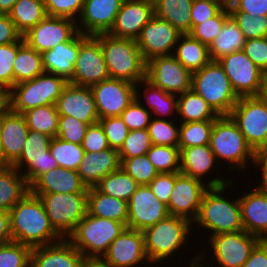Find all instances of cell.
Wrapping results in <instances>:
<instances>
[{"mask_svg":"<svg viewBox=\"0 0 267 267\" xmlns=\"http://www.w3.org/2000/svg\"><path fill=\"white\" fill-rule=\"evenodd\" d=\"M192 224L187 218L169 215L156 225L144 229L145 251L150 264H162L165 260L170 261L176 257L179 249L182 250V246H186V242H189L187 240H190L192 226L195 227Z\"/></svg>","mask_w":267,"mask_h":267,"instance_id":"3","label":"cell"},{"mask_svg":"<svg viewBox=\"0 0 267 267\" xmlns=\"http://www.w3.org/2000/svg\"><path fill=\"white\" fill-rule=\"evenodd\" d=\"M100 41L110 78L137 84L146 78L147 63L136 40L114 37L108 33L95 35Z\"/></svg>","mask_w":267,"mask_h":267,"instance_id":"4","label":"cell"},{"mask_svg":"<svg viewBox=\"0 0 267 267\" xmlns=\"http://www.w3.org/2000/svg\"><path fill=\"white\" fill-rule=\"evenodd\" d=\"M139 184L122 168L105 176L95 188L106 195L129 201Z\"/></svg>","mask_w":267,"mask_h":267,"instance_id":"41","label":"cell"},{"mask_svg":"<svg viewBox=\"0 0 267 267\" xmlns=\"http://www.w3.org/2000/svg\"><path fill=\"white\" fill-rule=\"evenodd\" d=\"M192 89L218 116H229L240 98L218 61H210L201 70L192 73Z\"/></svg>","mask_w":267,"mask_h":267,"instance_id":"7","label":"cell"},{"mask_svg":"<svg viewBox=\"0 0 267 267\" xmlns=\"http://www.w3.org/2000/svg\"><path fill=\"white\" fill-rule=\"evenodd\" d=\"M169 215L167 204L148 185H139L128 201L127 228L143 231Z\"/></svg>","mask_w":267,"mask_h":267,"instance_id":"20","label":"cell"},{"mask_svg":"<svg viewBox=\"0 0 267 267\" xmlns=\"http://www.w3.org/2000/svg\"><path fill=\"white\" fill-rule=\"evenodd\" d=\"M125 228L121 222L86 213L67 239L85 258H102Z\"/></svg>","mask_w":267,"mask_h":267,"instance_id":"8","label":"cell"},{"mask_svg":"<svg viewBox=\"0 0 267 267\" xmlns=\"http://www.w3.org/2000/svg\"><path fill=\"white\" fill-rule=\"evenodd\" d=\"M193 0H153L154 15L166 20L181 34L191 31Z\"/></svg>","mask_w":267,"mask_h":267,"instance_id":"36","label":"cell"},{"mask_svg":"<svg viewBox=\"0 0 267 267\" xmlns=\"http://www.w3.org/2000/svg\"><path fill=\"white\" fill-rule=\"evenodd\" d=\"M229 11H243L249 16H267V0H236Z\"/></svg>","mask_w":267,"mask_h":267,"instance_id":"61","label":"cell"},{"mask_svg":"<svg viewBox=\"0 0 267 267\" xmlns=\"http://www.w3.org/2000/svg\"><path fill=\"white\" fill-rule=\"evenodd\" d=\"M87 213L121 222L127 227L128 202L103 194L95 187H90L87 195Z\"/></svg>","mask_w":267,"mask_h":267,"instance_id":"33","label":"cell"},{"mask_svg":"<svg viewBox=\"0 0 267 267\" xmlns=\"http://www.w3.org/2000/svg\"><path fill=\"white\" fill-rule=\"evenodd\" d=\"M12 240L30 246H44L62 237L54 230L39 196L30 191L9 211Z\"/></svg>","mask_w":267,"mask_h":267,"instance_id":"1","label":"cell"},{"mask_svg":"<svg viewBox=\"0 0 267 267\" xmlns=\"http://www.w3.org/2000/svg\"><path fill=\"white\" fill-rule=\"evenodd\" d=\"M255 152L267 148V101L259 96L240 97L230 115Z\"/></svg>","mask_w":267,"mask_h":267,"instance_id":"10","label":"cell"},{"mask_svg":"<svg viewBox=\"0 0 267 267\" xmlns=\"http://www.w3.org/2000/svg\"><path fill=\"white\" fill-rule=\"evenodd\" d=\"M233 181L224 186L209 187L203 194L198 216L193 223L209 232L208 237L244 231L239 197L229 199L224 194L225 190L234 186Z\"/></svg>","mask_w":267,"mask_h":267,"instance_id":"2","label":"cell"},{"mask_svg":"<svg viewBox=\"0 0 267 267\" xmlns=\"http://www.w3.org/2000/svg\"><path fill=\"white\" fill-rule=\"evenodd\" d=\"M121 168L119 152L107 148L99 152L85 153L77 172L87 188L95 187L105 176Z\"/></svg>","mask_w":267,"mask_h":267,"instance_id":"29","label":"cell"},{"mask_svg":"<svg viewBox=\"0 0 267 267\" xmlns=\"http://www.w3.org/2000/svg\"><path fill=\"white\" fill-rule=\"evenodd\" d=\"M29 128L25 117L7 105L0 109V135L3 148V165H12L21 155Z\"/></svg>","mask_w":267,"mask_h":267,"instance_id":"25","label":"cell"},{"mask_svg":"<svg viewBox=\"0 0 267 267\" xmlns=\"http://www.w3.org/2000/svg\"><path fill=\"white\" fill-rule=\"evenodd\" d=\"M0 166H3V148L1 143V135H0Z\"/></svg>","mask_w":267,"mask_h":267,"instance_id":"70","label":"cell"},{"mask_svg":"<svg viewBox=\"0 0 267 267\" xmlns=\"http://www.w3.org/2000/svg\"><path fill=\"white\" fill-rule=\"evenodd\" d=\"M33 194L41 199L50 224L62 238H67L87 213L88 192Z\"/></svg>","mask_w":267,"mask_h":267,"instance_id":"9","label":"cell"},{"mask_svg":"<svg viewBox=\"0 0 267 267\" xmlns=\"http://www.w3.org/2000/svg\"><path fill=\"white\" fill-rule=\"evenodd\" d=\"M88 36L79 31L68 41L42 53V65L45 73L72 79L80 44Z\"/></svg>","mask_w":267,"mask_h":267,"instance_id":"27","label":"cell"},{"mask_svg":"<svg viewBox=\"0 0 267 267\" xmlns=\"http://www.w3.org/2000/svg\"><path fill=\"white\" fill-rule=\"evenodd\" d=\"M83 4L84 0H44L48 16L70 18L75 21L81 14Z\"/></svg>","mask_w":267,"mask_h":267,"instance_id":"56","label":"cell"},{"mask_svg":"<svg viewBox=\"0 0 267 267\" xmlns=\"http://www.w3.org/2000/svg\"><path fill=\"white\" fill-rule=\"evenodd\" d=\"M254 166L261 167V183L256 187L260 190L267 191V148H262L254 152Z\"/></svg>","mask_w":267,"mask_h":267,"instance_id":"64","label":"cell"},{"mask_svg":"<svg viewBox=\"0 0 267 267\" xmlns=\"http://www.w3.org/2000/svg\"><path fill=\"white\" fill-rule=\"evenodd\" d=\"M230 182L232 179L216 176L208 179L205 183L199 179L180 174L175 179V185L167 205L169 214L187 218L193 222L198 216L205 191L209 187H220Z\"/></svg>","mask_w":267,"mask_h":267,"instance_id":"11","label":"cell"},{"mask_svg":"<svg viewBox=\"0 0 267 267\" xmlns=\"http://www.w3.org/2000/svg\"><path fill=\"white\" fill-rule=\"evenodd\" d=\"M82 253L67 239L31 250L30 267H82Z\"/></svg>","mask_w":267,"mask_h":267,"instance_id":"26","label":"cell"},{"mask_svg":"<svg viewBox=\"0 0 267 267\" xmlns=\"http://www.w3.org/2000/svg\"><path fill=\"white\" fill-rule=\"evenodd\" d=\"M246 39L237 23L229 16L213 43L209 46L211 61H219L225 56L243 50Z\"/></svg>","mask_w":267,"mask_h":267,"instance_id":"38","label":"cell"},{"mask_svg":"<svg viewBox=\"0 0 267 267\" xmlns=\"http://www.w3.org/2000/svg\"><path fill=\"white\" fill-rule=\"evenodd\" d=\"M24 176L12 165L0 166V209L10 211L28 192Z\"/></svg>","mask_w":267,"mask_h":267,"instance_id":"34","label":"cell"},{"mask_svg":"<svg viewBox=\"0 0 267 267\" xmlns=\"http://www.w3.org/2000/svg\"><path fill=\"white\" fill-rule=\"evenodd\" d=\"M173 55L191 73L201 70L211 61L209 46L189 34L179 37Z\"/></svg>","mask_w":267,"mask_h":267,"instance_id":"35","label":"cell"},{"mask_svg":"<svg viewBox=\"0 0 267 267\" xmlns=\"http://www.w3.org/2000/svg\"><path fill=\"white\" fill-rule=\"evenodd\" d=\"M55 105L60 116H71L86 124H95L99 120L90 87L68 83Z\"/></svg>","mask_w":267,"mask_h":267,"instance_id":"24","label":"cell"},{"mask_svg":"<svg viewBox=\"0 0 267 267\" xmlns=\"http://www.w3.org/2000/svg\"><path fill=\"white\" fill-rule=\"evenodd\" d=\"M208 238V249L212 250L210 263L215 267H242L261 239L248 232L221 233ZM213 260V261H212ZM214 262V263H213Z\"/></svg>","mask_w":267,"mask_h":267,"instance_id":"12","label":"cell"},{"mask_svg":"<svg viewBox=\"0 0 267 267\" xmlns=\"http://www.w3.org/2000/svg\"><path fill=\"white\" fill-rule=\"evenodd\" d=\"M98 122L103 127L110 148L119 150L129 132L121 116L106 117Z\"/></svg>","mask_w":267,"mask_h":267,"instance_id":"54","label":"cell"},{"mask_svg":"<svg viewBox=\"0 0 267 267\" xmlns=\"http://www.w3.org/2000/svg\"><path fill=\"white\" fill-rule=\"evenodd\" d=\"M102 259L112 267H139L144 261L150 264L143 232L126 227L110 244Z\"/></svg>","mask_w":267,"mask_h":267,"instance_id":"21","label":"cell"},{"mask_svg":"<svg viewBox=\"0 0 267 267\" xmlns=\"http://www.w3.org/2000/svg\"><path fill=\"white\" fill-rule=\"evenodd\" d=\"M236 0H222L225 7L232 5Z\"/></svg>","mask_w":267,"mask_h":267,"instance_id":"71","label":"cell"},{"mask_svg":"<svg viewBox=\"0 0 267 267\" xmlns=\"http://www.w3.org/2000/svg\"><path fill=\"white\" fill-rule=\"evenodd\" d=\"M177 120L180 123L215 120L218 115L193 89L177 95Z\"/></svg>","mask_w":267,"mask_h":267,"instance_id":"37","label":"cell"},{"mask_svg":"<svg viewBox=\"0 0 267 267\" xmlns=\"http://www.w3.org/2000/svg\"><path fill=\"white\" fill-rule=\"evenodd\" d=\"M51 139L45 133L29 129L22 153L12 164L24 176L29 186L40 175L59 167L49 150Z\"/></svg>","mask_w":267,"mask_h":267,"instance_id":"13","label":"cell"},{"mask_svg":"<svg viewBox=\"0 0 267 267\" xmlns=\"http://www.w3.org/2000/svg\"><path fill=\"white\" fill-rule=\"evenodd\" d=\"M218 165L220 167L210 145L180 148V173L183 175L205 182L208 178L203 177H208L210 171L219 170Z\"/></svg>","mask_w":267,"mask_h":267,"instance_id":"32","label":"cell"},{"mask_svg":"<svg viewBox=\"0 0 267 267\" xmlns=\"http://www.w3.org/2000/svg\"><path fill=\"white\" fill-rule=\"evenodd\" d=\"M0 100H5V95L0 92Z\"/></svg>","mask_w":267,"mask_h":267,"instance_id":"73","label":"cell"},{"mask_svg":"<svg viewBox=\"0 0 267 267\" xmlns=\"http://www.w3.org/2000/svg\"><path fill=\"white\" fill-rule=\"evenodd\" d=\"M153 15V0H123L108 34L136 40Z\"/></svg>","mask_w":267,"mask_h":267,"instance_id":"22","label":"cell"},{"mask_svg":"<svg viewBox=\"0 0 267 267\" xmlns=\"http://www.w3.org/2000/svg\"><path fill=\"white\" fill-rule=\"evenodd\" d=\"M180 172L159 173L149 184L153 194L162 202L168 205L171 192L175 185V179Z\"/></svg>","mask_w":267,"mask_h":267,"instance_id":"60","label":"cell"},{"mask_svg":"<svg viewBox=\"0 0 267 267\" xmlns=\"http://www.w3.org/2000/svg\"><path fill=\"white\" fill-rule=\"evenodd\" d=\"M152 146L147 129L131 130L118 150L120 158H131L147 154Z\"/></svg>","mask_w":267,"mask_h":267,"instance_id":"52","label":"cell"},{"mask_svg":"<svg viewBox=\"0 0 267 267\" xmlns=\"http://www.w3.org/2000/svg\"><path fill=\"white\" fill-rule=\"evenodd\" d=\"M215 120L180 123L179 148L209 145Z\"/></svg>","mask_w":267,"mask_h":267,"instance_id":"44","label":"cell"},{"mask_svg":"<svg viewBox=\"0 0 267 267\" xmlns=\"http://www.w3.org/2000/svg\"><path fill=\"white\" fill-rule=\"evenodd\" d=\"M122 2L123 0H84L81 14L76 20L78 31L87 36L108 33Z\"/></svg>","mask_w":267,"mask_h":267,"instance_id":"23","label":"cell"},{"mask_svg":"<svg viewBox=\"0 0 267 267\" xmlns=\"http://www.w3.org/2000/svg\"><path fill=\"white\" fill-rule=\"evenodd\" d=\"M258 96L267 101V70L262 73L261 89Z\"/></svg>","mask_w":267,"mask_h":267,"instance_id":"69","label":"cell"},{"mask_svg":"<svg viewBox=\"0 0 267 267\" xmlns=\"http://www.w3.org/2000/svg\"><path fill=\"white\" fill-rule=\"evenodd\" d=\"M121 118L129 131L147 129L151 122L152 114L136 99L122 112Z\"/></svg>","mask_w":267,"mask_h":267,"instance_id":"55","label":"cell"},{"mask_svg":"<svg viewBox=\"0 0 267 267\" xmlns=\"http://www.w3.org/2000/svg\"><path fill=\"white\" fill-rule=\"evenodd\" d=\"M246 40L267 37V16H249L243 11H229Z\"/></svg>","mask_w":267,"mask_h":267,"instance_id":"51","label":"cell"},{"mask_svg":"<svg viewBox=\"0 0 267 267\" xmlns=\"http://www.w3.org/2000/svg\"><path fill=\"white\" fill-rule=\"evenodd\" d=\"M23 35L17 30L9 14L0 13V45L19 42Z\"/></svg>","mask_w":267,"mask_h":267,"instance_id":"62","label":"cell"},{"mask_svg":"<svg viewBox=\"0 0 267 267\" xmlns=\"http://www.w3.org/2000/svg\"><path fill=\"white\" fill-rule=\"evenodd\" d=\"M82 267H112L102 258H84Z\"/></svg>","mask_w":267,"mask_h":267,"instance_id":"66","label":"cell"},{"mask_svg":"<svg viewBox=\"0 0 267 267\" xmlns=\"http://www.w3.org/2000/svg\"><path fill=\"white\" fill-rule=\"evenodd\" d=\"M146 78L162 90L177 95L192 89V73L173 54L148 61Z\"/></svg>","mask_w":267,"mask_h":267,"instance_id":"14","label":"cell"},{"mask_svg":"<svg viewBox=\"0 0 267 267\" xmlns=\"http://www.w3.org/2000/svg\"><path fill=\"white\" fill-rule=\"evenodd\" d=\"M68 83L61 76L44 72L32 80L14 85L5 94V105L20 114L39 106L55 105Z\"/></svg>","mask_w":267,"mask_h":267,"instance_id":"6","label":"cell"},{"mask_svg":"<svg viewBox=\"0 0 267 267\" xmlns=\"http://www.w3.org/2000/svg\"><path fill=\"white\" fill-rule=\"evenodd\" d=\"M222 0H193L191 8V29L215 17L223 8Z\"/></svg>","mask_w":267,"mask_h":267,"instance_id":"57","label":"cell"},{"mask_svg":"<svg viewBox=\"0 0 267 267\" xmlns=\"http://www.w3.org/2000/svg\"><path fill=\"white\" fill-rule=\"evenodd\" d=\"M229 16L228 8L224 7L215 17L195 25L188 34L199 42L210 46Z\"/></svg>","mask_w":267,"mask_h":267,"instance_id":"49","label":"cell"},{"mask_svg":"<svg viewBox=\"0 0 267 267\" xmlns=\"http://www.w3.org/2000/svg\"><path fill=\"white\" fill-rule=\"evenodd\" d=\"M77 32L75 20L47 15L23 38L30 47L42 54L60 43L68 42Z\"/></svg>","mask_w":267,"mask_h":267,"instance_id":"18","label":"cell"},{"mask_svg":"<svg viewBox=\"0 0 267 267\" xmlns=\"http://www.w3.org/2000/svg\"><path fill=\"white\" fill-rule=\"evenodd\" d=\"M19 42L0 45V92L4 95L13 87V66L18 48L24 43Z\"/></svg>","mask_w":267,"mask_h":267,"instance_id":"48","label":"cell"},{"mask_svg":"<svg viewBox=\"0 0 267 267\" xmlns=\"http://www.w3.org/2000/svg\"><path fill=\"white\" fill-rule=\"evenodd\" d=\"M9 16L24 35L47 16L44 0H17Z\"/></svg>","mask_w":267,"mask_h":267,"instance_id":"40","label":"cell"},{"mask_svg":"<svg viewBox=\"0 0 267 267\" xmlns=\"http://www.w3.org/2000/svg\"><path fill=\"white\" fill-rule=\"evenodd\" d=\"M49 150L59 167L74 171H77L85 154L82 145L68 142L58 137L51 139Z\"/></svg>","mask_w":267,"mask_h":267,"instance_id":"43","label":"cell"},{"mask_svg":"<svg viewBox=\"0 0 267 267\" xmlns=\"http://www.w3.org/2000/svg\"><path fill=\"white\" fill-rule=\"evenodd\" d=\"M17 0H0V13L9 14Z\"/></svg>","mask_w":267,"mask_h":267,"instance_id":"68","label":"cell"},{"mask_svg":"<svg viewBox=\"0 0 267 267\" xmlns=\"http://www.w3.org/2000/svg\"><path fill=\"white\" fill-rule=\"evenodd\" d=\"M176 118L163 120L152 117L147 128L152 145L178 146L180 124Z\"/></svg>","mask_w":267,"mask_h":267,"instance_id":"45","label":"cell"},{"mask_svg":"<svg viewBox=\"0 0 267 267\" xmlns=\"http://www.w3.org/2000/svg\"><path fill=\"white\" fill-rule=\"evenodd\" d=\"M81 145L85 153L99 152L110 148L103 127L99 122L89 125Z\"/></svg>","mask_w":267,"mask_h":267,"instance_id":"59","label":"cell"},{"mask_svg":"<svg viewBox=\"0 0 267 267\" xmlns=\"http://www.w3.org/2000/svg\"><path fill=\"white\" fill-rule=\"evenodd\" d=\"M109 78L100 41L88 36L81 44L69 83L91 87Z\"/></svg>","mask_w":267,"mask_h":267,"instance_id":"17","label":"cell"},{"mask_svg":"<svg viewBox=\"0 0 267 267\" xmlns=\"http://www.w3.org/2000/svg\"><path fill=\"white\" fill-rule=\"evenodd\" d=\"M243 51L262 72L267 70V37L246 40Z\"/></svg>","mask_w":267,"mask_h":267,"instance_id":"58","label":"cell"},{"mask_svg":"<svg viewBox=\"0 0 267 267\" xmlns=\"http://www.w3.org/2000/svg\"><path fill=\"white\" fill-rule=\"evenodd\" d=\"M31 250L30 246L14 241L0 245V267H30Z\"/></svg>","mask_w":267,"mask_h":267,"instance_id":"50","label":"cell"},{"mask_svg":"<svg viewBox=\"0 0 267 267\" xmlns=\"http://www.w3.org/2000/svg\"><path fill=\"white\" fill-rule=\"evenodd\" d=\"M22 115L30 130L45 133L52 138L56 137L60 117L56 105L39 106Z\"/></svg>","mask_w":267,"mask_h":267,"instance_id":"42","label":"cell"},{"mask_svg":"<svg viewBox=\"0 0 267 267\" xmlns=\"http://www.w3.org/2000/svg\"><path fill=\"white\" fill-rule=\"evenodd\" d=\"M90 88L99 119L121 116L135 99V84L126 80L109 77Z\"/></svg>","mask_w":267,"mask_h":267,"instance_id":"16","label":"cell"},{"mask_svg":"<svg viewBox=\"0 0 267 267\" xmlns=\"http://www.w3.org/2000/svg\"><path fill=\"white\" fill-rule=\"evenodd\" d=\"M89 125L71 116H60L57 135L59 139L81 145Z\"/></svg>","mask_w":267,"mask_h":267,"instance_id":"53","label":"cell"},{"mask_svg":"<svg viewBox=\"0 0 267 267\" xmlns=\"http://www.w3.org/2000/svg\"><path fill=\"white\" fill-rule=\"evenodd\" d=\"M147 156L159 173L180 172V148L178 146L152 145Z\"/></svg>","mask_w":267,"mask_h":267,"instance_id":"46","label":"cell"},{"mask_svg":"<svg viewBox=\"0 0 267 267\" xmlns=\"http://www.w3.org/2000/svg\"><path fill=\"white\" fill-rule=\"evenodd\" d=\"M120 160L121 168L139 185H148L159 174L147 154Z\"/></svg>","mask_w":267,"mask_h":267,"instance_id":"47","label":"cell"},{"mask_svg":"<svg viewBox=\"0 0 267 267\" xmlns=\"http://www.w3.org/2000/svg\"><path fill=\"white\" fill-rule=\"evenodd\" d=\"M210 148L217 162H228L229 172L247 170V164L254 159V151L248 145L238 125L230 116H218L213 124L210 138Z\"/></svg>","mask_w":267,"mask_h":267,"instance_id":"5","label":"cell"},{"mask_svg":"<svg viewBox=\"0 0 267 267\" xmlns=\"http://www.w3.org/2000/svg\"><path fill=\"white\" fill-rule=\"evenodd\" d=\"M9 212L0 209V245L12 242Z\"/></svg>","mask_w":267,"mask_h":267,"instance_id":"65","label":"cell"},{"mask_svg":"<svg viewBox=\"0 0 267 267\" xmlns=\"http://www.w3.org/2000/svg\"><path fill=\"white\" fill-rule=\"evenodd\" d=\"M205 253H203V255H195L194 257H193V259L191 258V262H190V264H189V266L188 267H213V265L212 264H210L211 266H209V264L208 263H206V265H204L205 263H204V261L203 260H206V259H204V258H206L205 256H206V254L204 255ZM204 256V257H203ZM208 264V265H207Z\"/></svg>","mask_w":267,"mask_h":267,"instance_id":"67","label":"cell"},{"mask_svg":"<svg viewBox=\"0 0 267 267\" xmlns=\"http://www.w3.org/2000/svg\"><path fill=\"white\" fill-rule=\"evenodd\" d=\"M140 89H143V91ZM143 98H145V102H142ZM135 99L141 105L146 104L145 108L151 112L152 117L164 120L166 119L164 117L177 114V94L162 90L147 78L135 84Z\"/></svg>","mask_w":267,"mask_h":267,"instance_id":"31","label":"cell"},{"mask_svg":"<svg viewBox=\"0 0 267 267\" xmlns=\"http://www.w3.org/2000/svg\"><path fill=\"white\" fill-rule=\"evenodd\" d=\"M42 54L24 42L17 51L13 66V86L43 74Z\"/></svg>","mask_w":267,"mask_h":267,"instance_id":"39","label":"cell"},{"mask_svg":"<svg viewBox=\"0 0 267 267\" xmlns=\"http://www.w3.org/2000/svg\"><path fill=\"white\" fill-rule=\"evenodd\" d=\"M31 193H76L88 192L77 171L54 168L40 175L31 185Z\"/></svg>","mask_w":267,"mask_h":267,"instance_id":"30","label":"cell"},{"mask_svg":"<svg viewBox=\"0 0 267 267\" xmlns=\"http://www.w3.org/2000/svg\"><path fill=\"white\" fill-rule=\"evenodd\" d=\"M254 189L239 195L242 224L249 234L267 240V191Z\"/></svg>","mask_w":267,"mask_h":267,"instance_id":"28","label":"cell"},{"mask_svg":"<svg viewBox=\"0 0 267 267\" xmlns=\"http://www.w3.org/2000/svg\"><path fill=\"white\" fill-rule=\"evenodd\" d=\"M239 97L258 96L262 71L247 57L243 50L236 51L218 61Z\"/></svg>","mask_w":267,"mask_h":267,"instance_id":"19","label":"cell"},{"mask_svg":"<svg viewBox=\"0 0 267 267\" xmlns=\"http://www.w3.org/2000/svg\"><path fill=\"white\" fill-rule=\"evenodd\" d=\"M244 267H267V240H261L252 250Z\"/></svg>","mask_w":267,"mask_h":267,"instance_id":"63","label":"cell"},{"mask_svg":"<svg viewBox=\"0 0 267 267\" xmlns=\"http://www.w3.org/2000/svg\"><path fill=\"white\" fill-rule=\"evenodd\" d=\"M5 105V100H0V109Z\"/></svg>","mask_w":267,"mask_h":267,"instance_id":"72","label":"cell"},{"mask_svg":"<svg viewBox=\"0 0 267 267\" xmlns=\"http://www.w3.org/2000/svg\"><path fill=\"white\" fill-rule=\"evenodd\" d=\"M181 35L169 22L153 15L142 28L136 42L147 63L152 58L173 54Z\"/></svg>","mask_w":267,"mask_h":267,"instance_id":"15","label":"cell"}]
</instances>
